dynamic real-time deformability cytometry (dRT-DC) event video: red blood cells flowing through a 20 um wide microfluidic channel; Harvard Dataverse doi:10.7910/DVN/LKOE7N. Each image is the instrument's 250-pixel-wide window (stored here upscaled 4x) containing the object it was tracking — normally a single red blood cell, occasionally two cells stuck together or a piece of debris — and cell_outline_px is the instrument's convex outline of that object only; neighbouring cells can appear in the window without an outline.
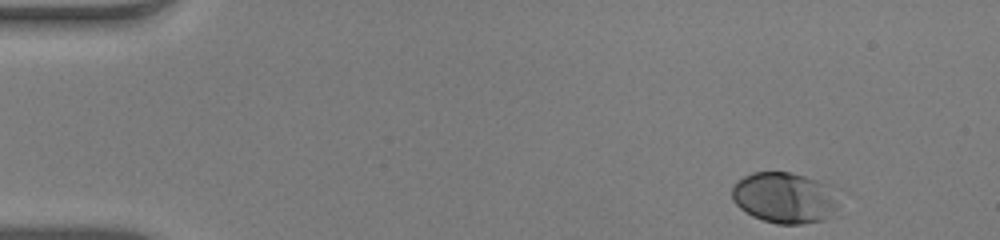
{"species": "human", "species_latin": "Homo sapiens", "temperature_condition": "warm", "stored_images_in_passage": 49, "camera_frame_rate_fps": 3000, "um_per_image_px": 0.085, "donor": {"sex": "male"}, "frame": {"image": 1, "passage_image": 1, "time_ms": 0.0, "image_size_px": [1000, 240], "cell_outline_px": [[848, 192], [836, 208], [824, 220], [800, 224], [776, 224], [752, 216], [740, 208], [732, 200], [732, 184], [744, 176], [752, 172], [792, 172], [832, 184]], "centroid_in_image_um": [66.83, 16.78], "position_along_channel_um": 18.2, "area_um2": 33.0}}
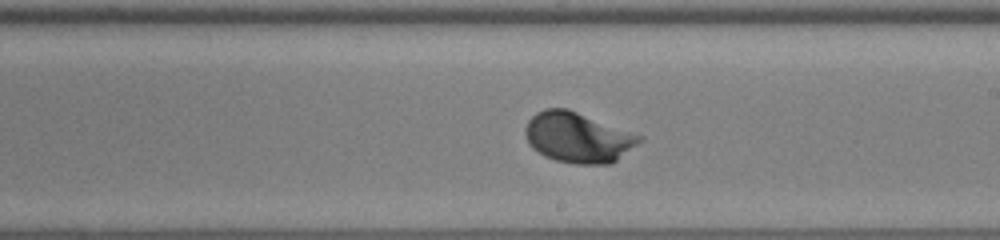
{"frame": {"image": 2, "passage_image": 27, "time_ms": 8.667, "image_size_px": [1000, 240], "cell_outline_px": [[644, 140], [612, 164], [576, 164], [556, 160], [544, 156], [532, 148], [528, 144], [524, 132], [524, 128], [528, 120], [536, 112], [544, 108], [568, 108], [644, 136]], "centroid_in_image_um": [49.13, 11.68], "position_along_channel_um": 239.9, "area_um2": 33.93}}
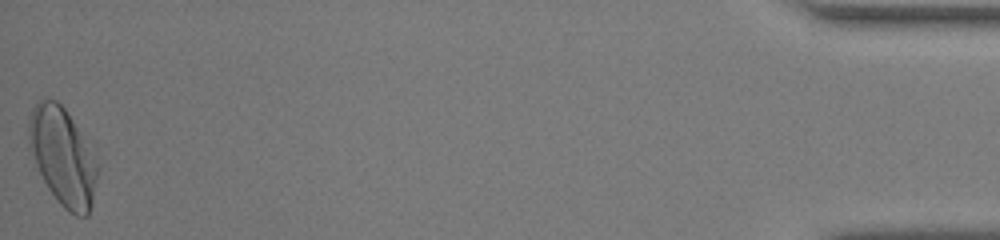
{"frame": {"image": 3, "passage_image": 49, "time_ms": 16.0, "image_size_px": [1000, 240], "cell_outline_px": [[96, 176], [92, 200], [88, 216], [76, 216], [68, 212], [60, 204], [48, 188], [36, 164], [28, 132], [28, 116], [32, 108], [40, 100], [48, 96], [56, 100], [64, 108], [72, 120], [96, 164]], "centroid_in_image_um": [5.28, 13.3], "position_along_channel_um": 429.9, "area_um2": 37.57}, "authors_computed_cell_mechanics": {"area_um2": 31.5588, "velocity_mm_per_s": 3.888, "shape_relaxation_time_tau1_ms": 1.9869, "shape_relaxation_time_tau2_ms": null, "deformation_change_tau1": 0.1333, "deformation_change_tau2": null}}